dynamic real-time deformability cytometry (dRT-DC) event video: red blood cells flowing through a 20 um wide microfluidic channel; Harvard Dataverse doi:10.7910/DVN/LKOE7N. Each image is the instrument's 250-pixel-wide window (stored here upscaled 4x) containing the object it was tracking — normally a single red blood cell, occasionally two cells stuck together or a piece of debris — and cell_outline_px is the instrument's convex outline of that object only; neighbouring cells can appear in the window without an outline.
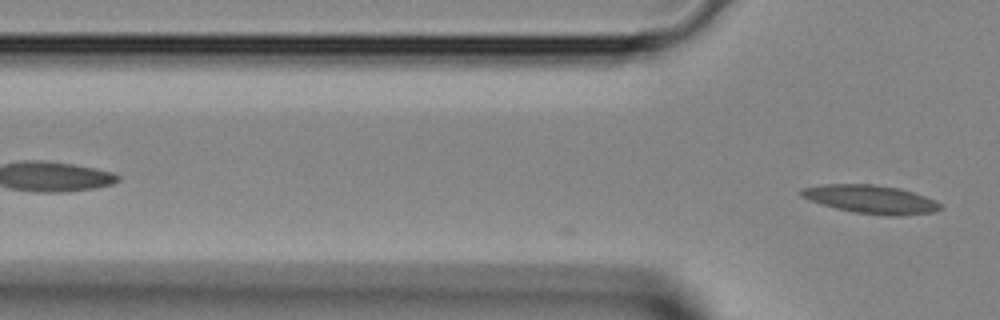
{"species": "Egyptian fruit bat (a non-hibernating species)", "species_latin": "Rousettus aegyptiacus", "temperature_condition": "room temperature", "stored_images_in_passage": 3, "camera_frame_rate_fps": 3000, "um_per_image_px": 0.085, "animal": {"sex": "female"}, "frame": {"image": 1, "passage_image": 3, "time_ms": 0.667, "image_size_px": [1000, 320], "cell_outline_px": [[944, 208], [932, 212], [900, 216], [892, 216], [852, 212], [836, 208], [808, 200], [800, 196], [800, 188], [824, 184], [872, 184], [900, 188], [936, 200], [944, 204]], "centroid_in_image_um": [74.04, 16.94], "position_along_channel_um": 51.8, "area_um2": 23.18}}